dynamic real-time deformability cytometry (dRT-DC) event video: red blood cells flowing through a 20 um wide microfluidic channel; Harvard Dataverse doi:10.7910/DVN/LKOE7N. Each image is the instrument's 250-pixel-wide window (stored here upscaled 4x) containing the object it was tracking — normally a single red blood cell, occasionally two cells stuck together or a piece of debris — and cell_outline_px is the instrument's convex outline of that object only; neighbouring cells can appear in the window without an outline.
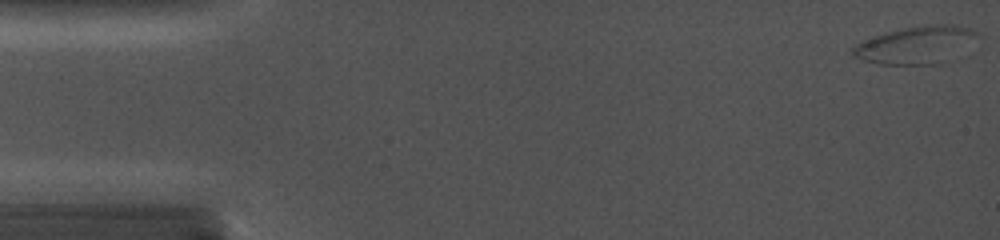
{"species": "common noctule bat (a hibernating species)", "species_latin": "Nyctalus noctula", "temperature_condition": "cold", "stored_images_in_passage": 51, "camera_frame_rate_fps": 5000, "um_per_image_px": 0.085, "animal": {"sex": "female", "body_mass_g": 19.0, "forearm_length_mm": 56.7}, "frame": {"image": 1, "passage_image": 1, "time_ms": 0.0, "image_size_px": [1000, 240], "cell_outline_px": [[984, 36], [980, 48], [940, 64], [880, 64], [864, 60], [852, 56], [852, 48], [856, 44], [864, 40], [884, 32], [904, 28], [928, 24], [956, 24], [968, 28]], "centroid_in_image_um": [78.12, 3.82], "position_along_channel_um": 6.9, "area_um2": 28.73}}
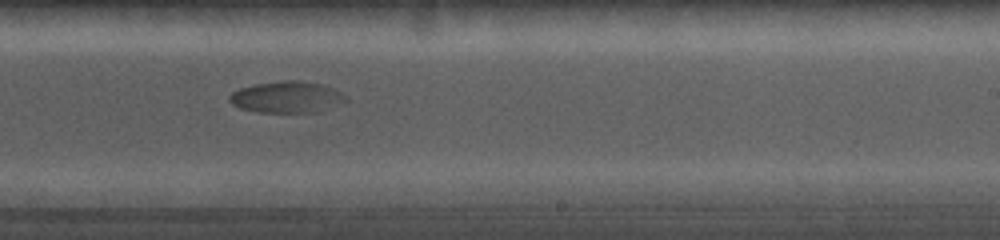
{"frame": {"image": 2, "passage_image": 33, "time_ms": 11.0, "image_size_px": [1000, 240], "cell_outline_px": [[348, 100], [312, 112], [256, 112], [240, 108], [232, 104], [228, 100], [228, 96], [232, 92], [240, 88], [256, 84], [284, 80], [300, 80], [320, 84], [332, 88], [348, 96]], "centroid_in_image_um": [24.32, 8.24], "position_along_channel_um": 264.7, "area_um2": 21.04}}
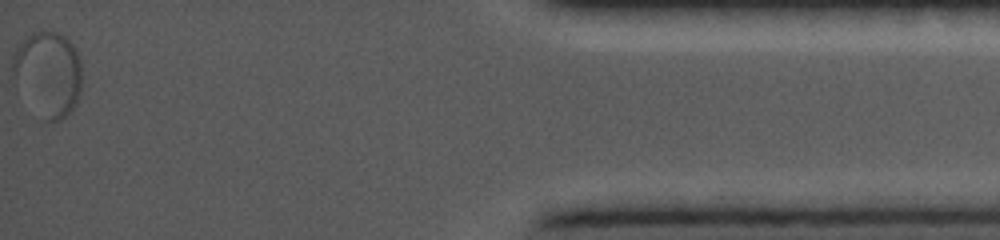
{"frame": {"image": 3, "passage_image": 51, "time_ms": 17.4, "image_size_px": [1000, 240], "cell_outline_px": [[80, 92], [76, 104], [72, 112], [60, 120], [48, 124], [12, 76], [12, 56], [16, 48], [32, 32], [60, 32], [72, 44], [80, 56]], "centroid_in_image_um": [4.12, 6.26], "position_along_channel_um": 431.1, "area_um2": 33.81}}